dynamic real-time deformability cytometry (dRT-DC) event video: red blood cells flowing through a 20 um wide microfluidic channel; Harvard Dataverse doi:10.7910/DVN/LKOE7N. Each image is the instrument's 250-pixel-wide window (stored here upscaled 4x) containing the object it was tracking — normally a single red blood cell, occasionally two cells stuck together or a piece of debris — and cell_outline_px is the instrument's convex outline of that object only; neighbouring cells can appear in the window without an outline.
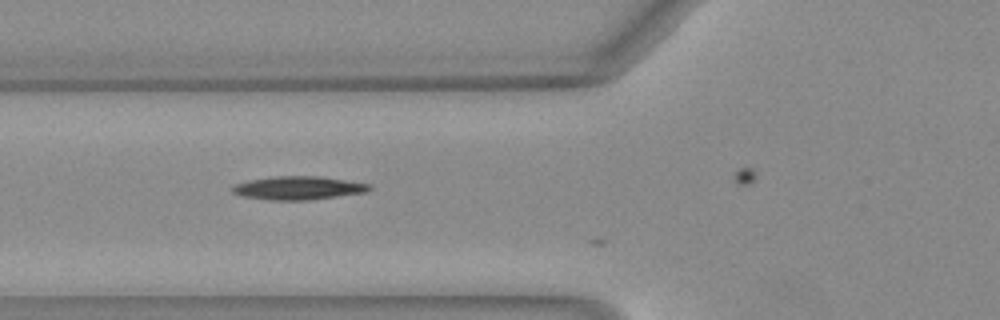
{"species": "Egyptian fruit bat (a non-hibernating species)", "species_latin": "Rousettus aegyptiacus", "temperature_condition": "warm", "stored_images_in_passage": 10, "camera_frame_rate_fps": 3000, "um_per_image_px": 0.085, "animal": {"sex": "female"}, "frame": {"image": 1, "passage_image": 9, "time_ms": 2.667, "image_size_px": [1000, 320], "cell_outline_px": [[372, 188], [368, 192], [308, 200], [272, 200], [244, 196], [232, 192], [232, 188], [236, 184], [248, 180], [272, 176], [320, 176], [372, 184]], "centroid_in_image_um": [25.41, 15.97], "position_along_channel_um": 100.4, "area_um2": 18.67}}